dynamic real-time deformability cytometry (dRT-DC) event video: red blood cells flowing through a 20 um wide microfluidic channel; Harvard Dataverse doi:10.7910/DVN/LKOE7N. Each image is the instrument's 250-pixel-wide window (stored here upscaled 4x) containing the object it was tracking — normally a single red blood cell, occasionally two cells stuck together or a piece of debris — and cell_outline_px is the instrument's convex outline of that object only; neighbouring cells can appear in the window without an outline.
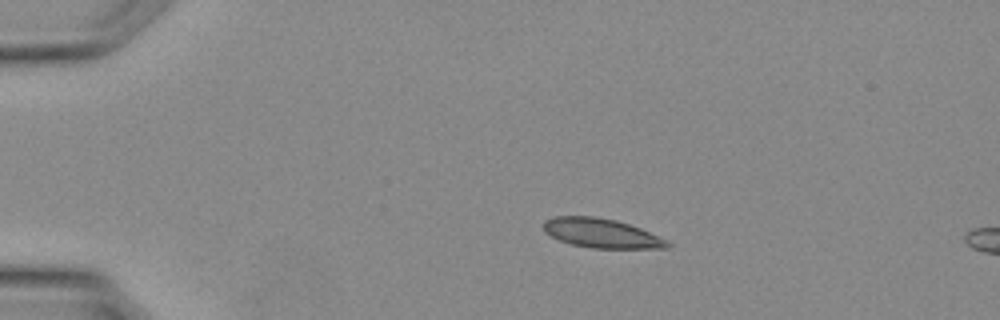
{"species": "Egyptian fruit bat (a non-hibernating species)", "species_latin": "Rousettus aegyptiacus", "temperature_condition": "warm", "stored_images_in_passage": 4, "camera_frame_rate_fps": 3000, "um_per_image_px": 0.085, "animal": {"sex": "female"}, "frame": {"image": 1, "passage_image": 1, "time_ms": 0.0, "image_size_px": [1000, 320], "cell_outline_px": [[672, 244], [668, 248], [592, 248], [572, 244], [560, 240], [544, 232], [544, 220], [556, 216], [596, 216], [616, 220], [640, 228], [668, 240]], "centroid_in_image_um": [51.14, 19.82], "position_along_channel_um": 33.9, "area_um2": 21.1}}